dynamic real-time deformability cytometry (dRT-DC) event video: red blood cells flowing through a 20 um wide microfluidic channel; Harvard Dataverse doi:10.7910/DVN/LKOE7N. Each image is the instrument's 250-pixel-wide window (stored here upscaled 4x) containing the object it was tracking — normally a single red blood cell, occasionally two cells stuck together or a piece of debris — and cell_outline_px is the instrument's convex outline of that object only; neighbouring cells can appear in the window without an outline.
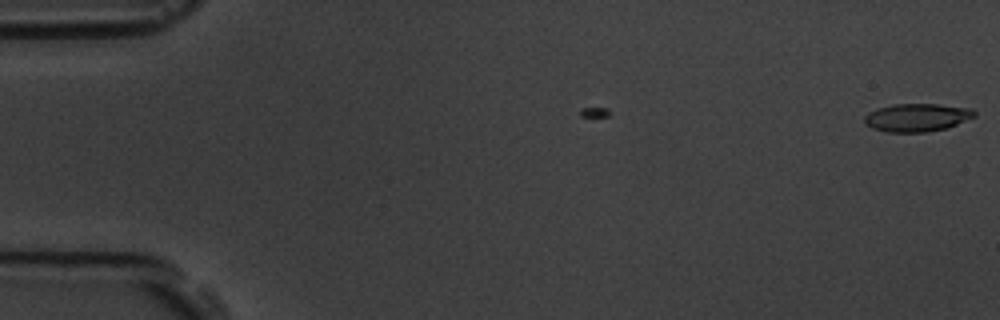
{"species": "common noctule bat (a hibernating species)", "species_latin": "Nyctalus noctula", "temperature_condition": "room temperature", "stored_images_in_passage": 2, "camera_frame_rate_fps": 3000, "um_per_image_px": 0.085, "animal": {"sex": "male", "body_mass_g": 19.5, "forearm_length_mm": 54.6}, "frame": {"image": 1, "passage_image": 2, "time_ms": 1.333, "image_size_px": [1000, 320], "cell_outline_px": [[976, 116], [956, 124], [944, 128], [924, 132], [888, 132], [872, 128], [864, 124], [864, 116], [868, 112], [876, 108], [892, 104], [936, 104], [972, 108], [976, 112]], "centroid_in_image_um": [77.9, 9.97], "position_along_channel_um": 7.1, "area_um2": 17.98}}